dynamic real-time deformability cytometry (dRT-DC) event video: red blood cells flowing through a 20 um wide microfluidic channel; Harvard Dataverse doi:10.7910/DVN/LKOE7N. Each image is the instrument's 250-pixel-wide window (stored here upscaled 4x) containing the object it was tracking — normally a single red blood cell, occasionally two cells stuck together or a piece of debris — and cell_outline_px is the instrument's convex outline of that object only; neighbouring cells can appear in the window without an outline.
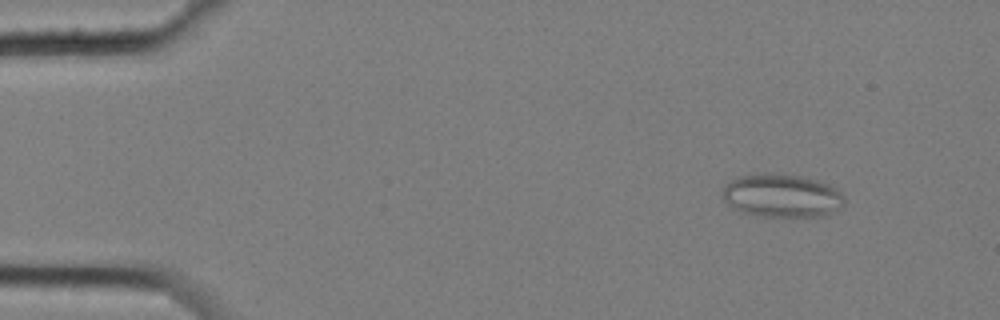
{"species": "common noctule bat (a hibernating species)", "species_latin": "Nyctalus noctula", "temperature_condition": "cold", "stored_images_in_passage": 5, "camera_frame_rate_fps": 3000, "um_per_image_px": 0.085, "animal": {"sex": "female", "body_mass_g": 25.1}, "frame": {"image": 1, "passage_image": 2, "time_ms": 0.333, "image_size_px": [1000, 320], "cell_outline_px": [[844, 204], [840, 208], [820, 216], [764, 216], [744, 212], [736, 208], [724, 200], [724, 184], [736, 176], [756, 172], [780, 172], [800, 176], [816, 180], [828, 184], [836, 188], [844, 196]], "centroid_in_image_um": [66.45, 16.58], "position_along_channel_um": 18.6, "area_um2": 30.81}}